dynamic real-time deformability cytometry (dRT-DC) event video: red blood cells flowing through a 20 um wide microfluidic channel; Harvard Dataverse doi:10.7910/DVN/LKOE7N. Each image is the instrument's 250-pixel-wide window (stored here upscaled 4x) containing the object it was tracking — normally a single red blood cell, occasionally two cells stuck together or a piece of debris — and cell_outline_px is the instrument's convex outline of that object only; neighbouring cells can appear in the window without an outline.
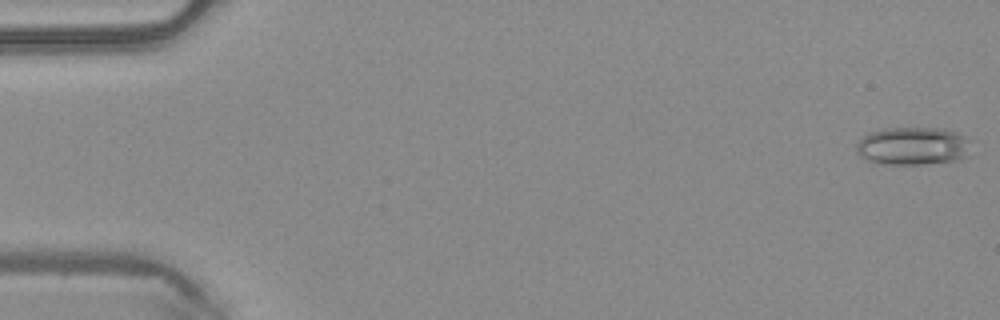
{"species": "common noctule bat (a hibernating species)", "species_latin": "Nyctalus noctula", "temperature_condition": "warm", "stored_images_in_passage": 13, "camera_frame_rate_fps": 3000, "um_per_image_px": 0.085, "animal": {"sex": "male", "body_mass_g": 20.4}, "frame": {"image": 1, "passage_image": 1, "time_ms": 0.0, "image_size_px": [1000, 320], "cell_outline_px": [[976, 140], [968, 156], [956, 160], [920, 164], [876, 164], [860, 156], [856, 152], [856, 144], [868, 132], [884, 128], [944, 128], [968, 136]], "centroid_in_image_um": [77.68, 12.4], "position_along_channel_um": 7.3, "area_um2": 26.13}}